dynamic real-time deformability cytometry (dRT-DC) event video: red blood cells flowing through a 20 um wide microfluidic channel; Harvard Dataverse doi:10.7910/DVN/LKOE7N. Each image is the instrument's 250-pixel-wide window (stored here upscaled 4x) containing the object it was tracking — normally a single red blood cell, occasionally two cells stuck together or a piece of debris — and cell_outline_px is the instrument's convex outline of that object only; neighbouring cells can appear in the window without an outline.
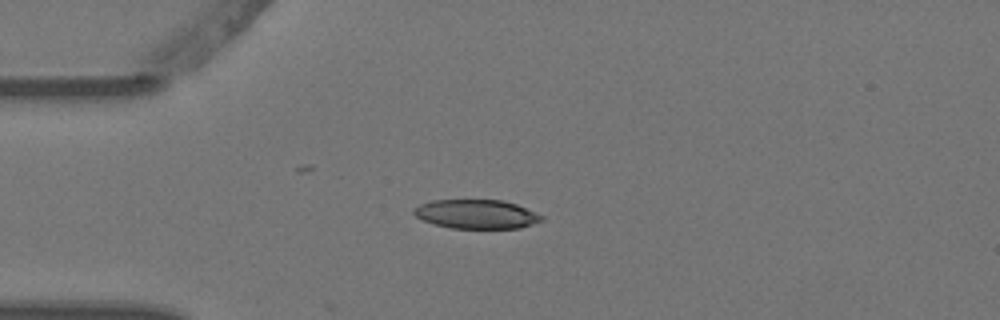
{"species": "Egyptian fruit bat (a non-hibernating species)", "species_latin": "Rousettus aegyptiacus", "temperature_condition": "warm", "stored_images_in_passage": 6, "camera_frame_rate_fps": 3000, "um_per_image_px": 0.085, "animal": {"sex": "female"}, "frame": {"image": 1, "passage_image": 4, "time_ms": 1.0, "image_size_px": [1000, 320], "cell_outline_px": [[544, 220], [520, 228], [452, 228], [432, 224], [416, 216], [412, 212], [420, 204], [432, 200], [504, 200], [516, 204], [544, 216]], "centroid_in_image_um": [40.51, 18.2], "position_along_channel_um": 44.5, "area_um2": 21.56}}
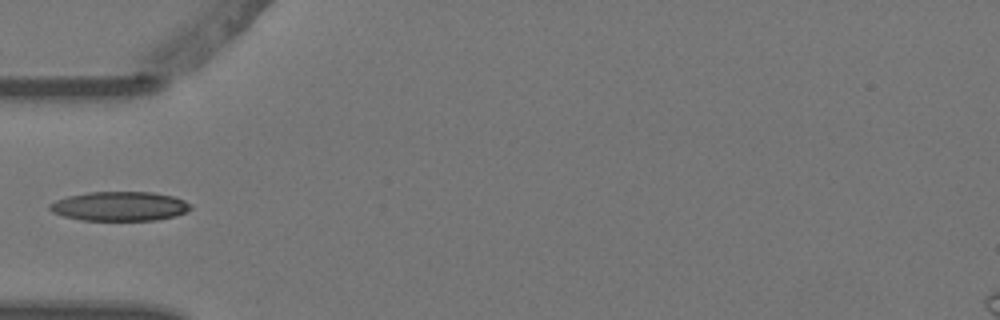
{"frame": {"image": 2, "passage_image": 5, "time_ms": 1.333, "image_size_px": [1000, 320], "cell_outline_px": [[192, 208], [176, 216], [156, 220], [80, 220], [64, 216], [52, 212], [48, 208], [56, 200], [68, 196], [88, 192], [152, 192], [172, 196], [184, 200]], "centroid_in_image_um": [10.16, 17.53], "position_along_channel_um": 74.8, "area_um2": 23.87}}